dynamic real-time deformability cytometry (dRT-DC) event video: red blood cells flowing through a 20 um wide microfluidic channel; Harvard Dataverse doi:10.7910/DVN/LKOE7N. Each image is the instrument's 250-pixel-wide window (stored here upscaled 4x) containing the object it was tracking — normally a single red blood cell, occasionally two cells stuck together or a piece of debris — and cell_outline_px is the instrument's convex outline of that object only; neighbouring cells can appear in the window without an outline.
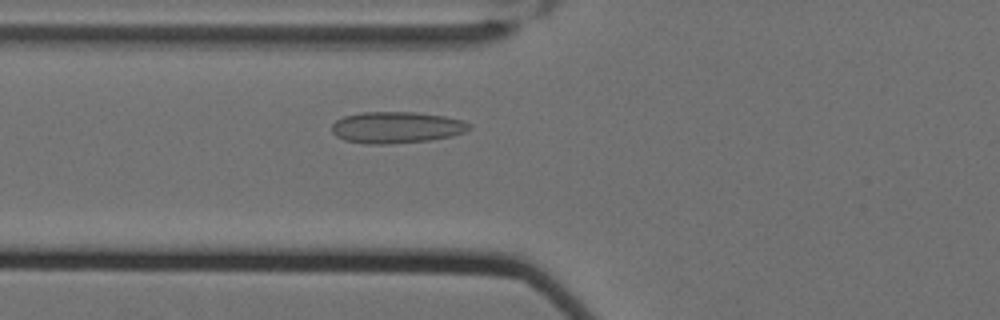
{"species": "Egyptian fruit bat (a non-hibernating species)", "species_latin": "Rousettus aegyptiacus", "temperature_condition": "cold", "stored_images_in_passage": 53, "camera_frame_rate_fps": 3000, "um_per_image_px": 0.085, "animal": {"sex": "female"}, "frame": {"image": 1, "passage_image": 17, "time_ms": 5.333, "image_size_px": [1000, 320], "cell_outline_px": [[472, 128], [464, 132], [452, 136], [432, 140], [388, 144], [364, 144], [344, 140], [336, 136], [332, 132], [332, 124], [336, 120], [344, 116], [360, 112], [416, 112], [444, 116], [464, 120], [472, 124]], "centroid_in_image_um": [33.72, 10.83], "position_along_channel_um": 92.1, "area_um2": 25.55}}
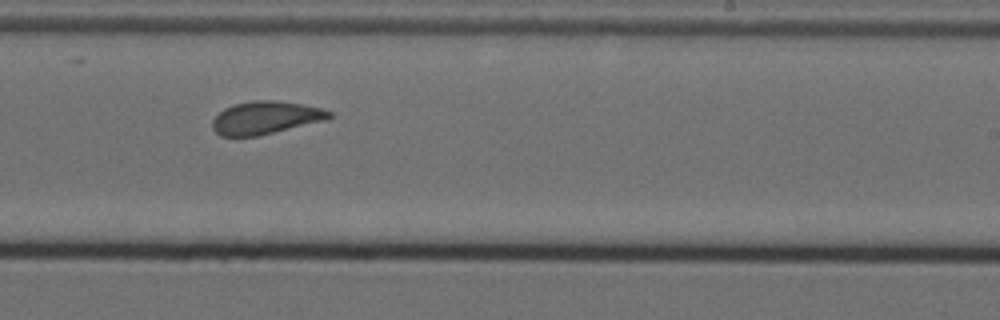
{"frame": {"image": 2, "passage_image": 32, "time_ms": 10.333, "image_size_px": [1000, 320], "cell_outline_px": [[332, 116], [328, 120], [256, 136], [220, 136], [212, 128], [212, 120], [224, 108], [236, 104], [252, 100], [276, 100], [300, 104], [320, 108], [332, 112]], "centroid_in_image_um": [22.58, 10.0], "position_along_channel_um": 266.4, "area_um2": 22.25}}
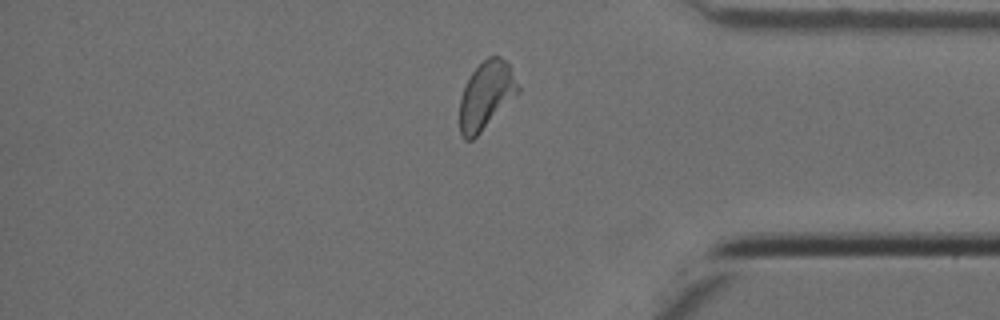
{"frame": {"image": 3, "passage_image": 44, "time_ms": 14.333, "image_size_px": [1000, 320], "cell_outline_px": [[520, 92], [472, 140], [464, 140], [460, 136], [460, 100], [464, 88], [472, 72], [488, 56], [500, 56], [508, 64], [520, 88]], "centroid_in_image_um": [41.32, 8.12], "position_along_channel_um": 393.9, "area_um2": 22.66}, "authors_computed_cell_mechanics": {"area_um2": 23.0044, "velocity_mm_per_s": 3.4785, "shape_relaxation_time_tau1_ms": null, "shape_relaxation_time_tau2_ms": 1.4998, "deformation_change_tau1": null, "deformation_change_tau2": 0.0888}}